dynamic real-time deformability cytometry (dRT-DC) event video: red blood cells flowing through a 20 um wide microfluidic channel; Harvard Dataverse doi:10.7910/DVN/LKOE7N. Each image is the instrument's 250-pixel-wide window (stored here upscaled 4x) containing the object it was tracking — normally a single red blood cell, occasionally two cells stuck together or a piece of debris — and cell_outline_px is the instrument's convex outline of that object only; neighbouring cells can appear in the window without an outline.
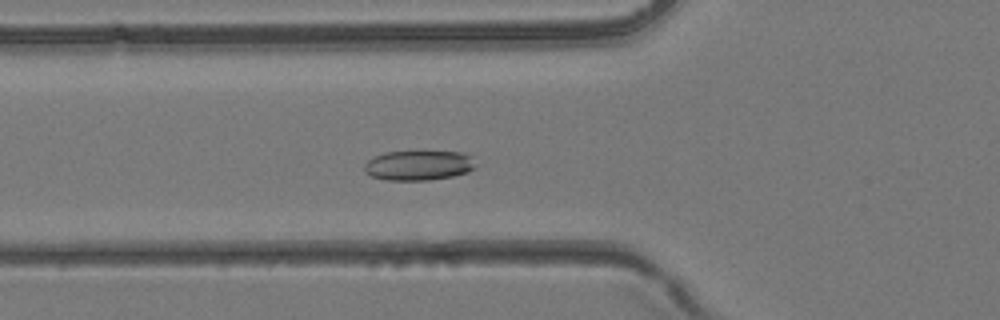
{"species": "common noctule bat (a hibernating species)", "species_latin": "Nyctalus noctula", "temperature_condition": "room temperature", "stored_images_in_passage": 44, "camera_frame_rate_fps": 3000, "um_per_image_px": 0.085, "animal": {"sex": "female", "body_mass_g": 24.6, "forearm_length_mm": 56.2}, "frame": {"image": 1, "passage_image": 16, "time_ms": 5.0, "image_size_px": [1000, 320], "cell_outline_px": [[476, 164], [468, 172], [452, 176], [428, 180], [388, 180], [372, 176], [364, 172], [364, 164], [368, 160], [384, 152], [464, 152], [472, 156]], "centroid_in_image_um": [35.58, 14.05], "position_along_channel_um": 90.2, "area_um2": 19.25}}
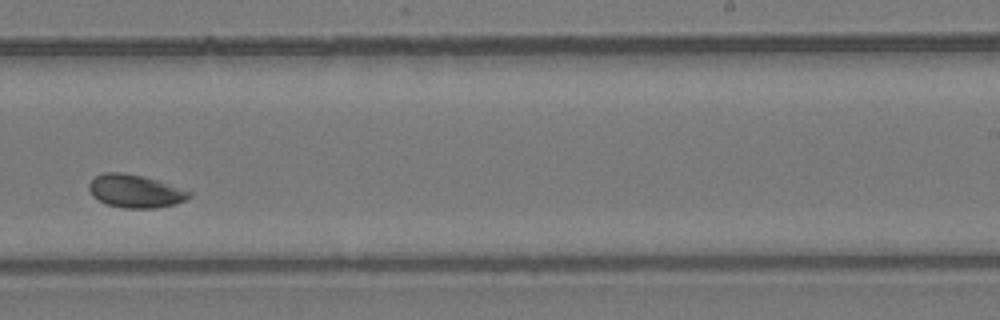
{"frame": {"image": 2, "passage_image": 28, "time_ms": 9.0, "image_size_px": [1000, 320], "cell_outline_px": [[192, 196], [176, 204], [156, 208], [124, 208], [108, 204], [92, 196], [88, 188], [88, 184], [96, 176], [104, 172], [120, 172], [144, 176], [192, 192]], "centroid_in_image_um": [11.49, 16.25], "position_along_channel_um": 277.5, "area_um2": 19.13}}
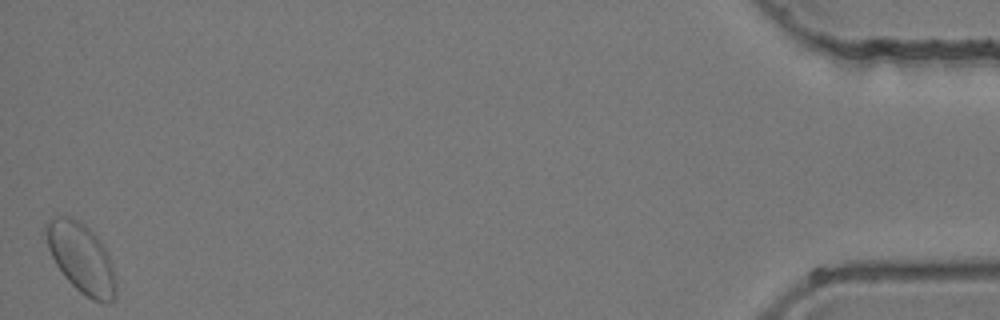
{"frame": {"image": 3, "passage_image": 44, "time_ms": 14.333, "image_size_px": [1000, 320], "cell_outline_px": [[116, 296], [108, 304], [104, 304], [92, 300], [80, 292], [64, 276], [56, 264], [48, 248], [44, 232], [44, 224], [52, 216], [72, 216], [80, 220], [100, 240], [108, 252], [112, 264], [116, 280]], "centroid_in_image_um": [6.91, 21.92], "position_along_channel_um": 428.3, "area_um2": 28.84}}